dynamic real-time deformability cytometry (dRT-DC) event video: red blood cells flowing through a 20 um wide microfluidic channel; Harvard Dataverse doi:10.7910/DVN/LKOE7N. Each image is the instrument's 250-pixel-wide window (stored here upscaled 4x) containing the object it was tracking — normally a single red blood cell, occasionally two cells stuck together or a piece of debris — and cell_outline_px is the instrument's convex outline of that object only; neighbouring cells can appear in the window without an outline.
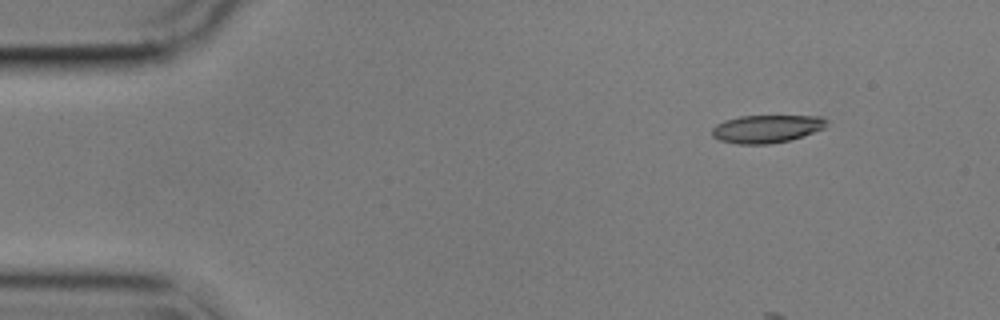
{"species": "common noctule bat (a hibernating species)", "species_latin": "Nyctalus noctula", "temperature_condition": "cold", "stored_images_in_passage": 19, "camera_frame_rate_fps": 3000, "um_per_image_px": 0.085, "animal": {"sex": "male", "body_mass_g": 17.9}, "frame": {"image": 1, "passage_image": 1, "time_ms": 0.0, "image_size_px": [1000, 320], "cell_outline_px": [[828, 120], [824, 128], [788, 140], [768, 144], [736, 144], [720, 140], [712, 136], [712, 128], [716, 124], [724, 120], [740, 116], [824, 116]], "centroid_in_image_um": [65.13, 10.94], "position_along_channel_um": 19.9, "area_um2": 18.5}}
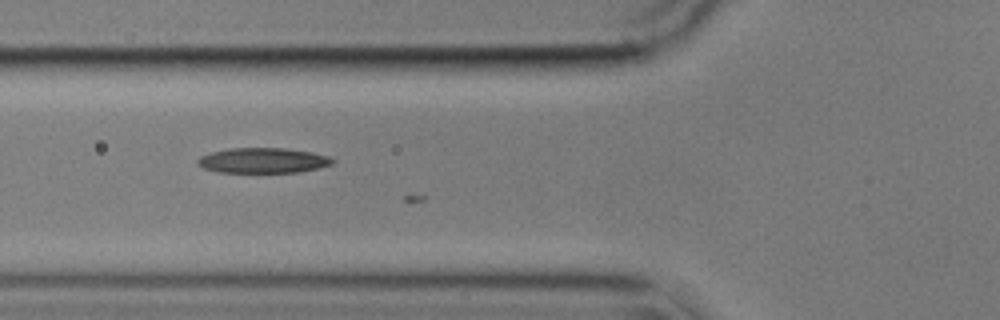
{"frame": {"image": 2, "passage_image": 15, "time_ms": 4.667, "image_size_px": [1000, 320], "cell_outline_px": [[336, 160], [332, 164], [300, 172], [220, 172], [204, 168], [196, 164], [196, 160], [200, 156], [212, 152], [232, 148], [284, 148], [312, 152], [328, 156]], "centroid_in_image_um": [22.35, 13.63], "position_along_channel_um": 103.5, "area_um2": 19.71}}
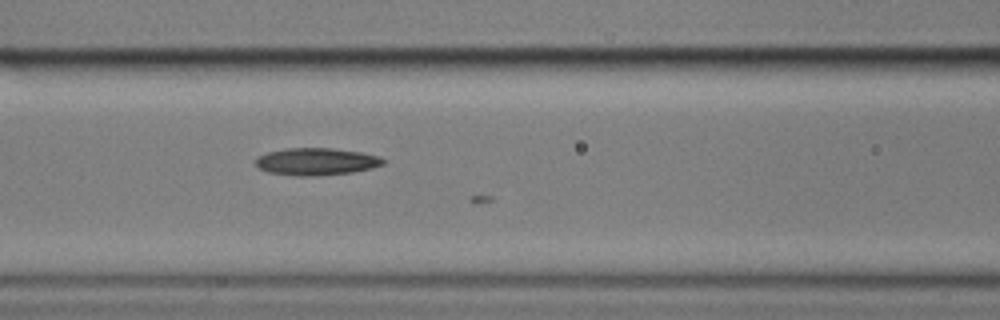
{"frame": {"image": 3, "passage_image": 18, "time_ms": 5.667, "image_size_px": [1000, 320], "cell_outline_px": [[384, 164], [372, 168], [352, 172], [316, 176], [296, 176], [268, 172], [260, 168], [256, 164], [256, 156], [268, 152], [284, 148], [332, 148], [360, 152], [380, 156], [384, 160]], "centroid_in_image_um": [26.88, 13.73], "position_along_channel_um": 139.7, "area_um2": 20.29}}